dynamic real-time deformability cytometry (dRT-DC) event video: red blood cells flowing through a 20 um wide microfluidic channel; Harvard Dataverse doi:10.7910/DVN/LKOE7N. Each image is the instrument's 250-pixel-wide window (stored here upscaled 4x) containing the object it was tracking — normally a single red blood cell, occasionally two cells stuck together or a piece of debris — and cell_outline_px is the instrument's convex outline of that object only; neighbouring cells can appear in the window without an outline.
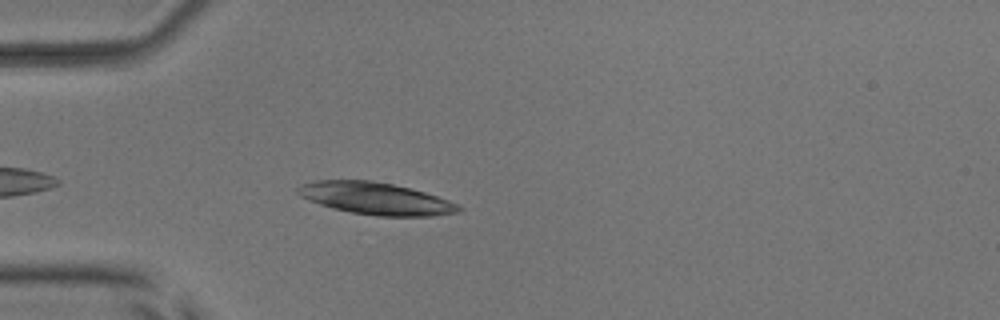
{"species": "common noctule bat (a hibernating species)", "species_latin": "Nyctalus noctula", "temperature_condition": "room temperature", "stored_images_in_passage": 38, "camera_frame_rate_fps": 3000, "um_per_image_px": 0.085, "animal": {"sex": "male", "body_mass_g": 17.9, "forearm_length_mm": 54.2}, "frame": {"image": 1, "passage_image": 5, "time_ms": 1.333, "image_size_px": [1000, 320], "cell_outline_px": [[464, 208], [460, 212], [432, 216], [380, 216], [352, 212], [332, 208], [320, 204], [300, 196], [296, 192], [296, 188], [300, 184], [316, 180], [372, 180], [392, 184], [424, 192], [448, 200]], "centroid_in_image_um": [31.92, 16.87], "position_along_channel_um": 53.1, "area_um2": 29.94}}
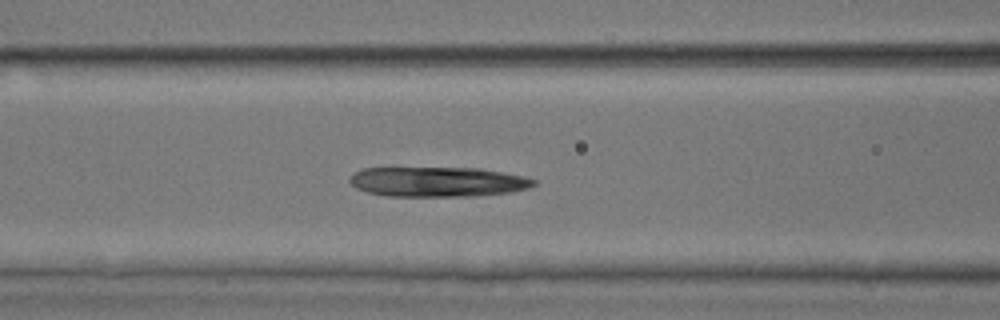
{"frame": {"image": 2, "passage_image": 12, "time_ms": 3.667, "image_size_px": [1000, 320], "cell_outline_px": [[536, 184], [528, 188], [508, 192], [476, 196], [384, 196], [368, 192], [356, 188], [348, 180], [356, 172], [364, 168], [480, 168], [524, 176], [536, 180]], "centroid_in_image_um": [37.21, 15.45], "position_along_channel_um": 129.4, "area_um2": 31.96}}
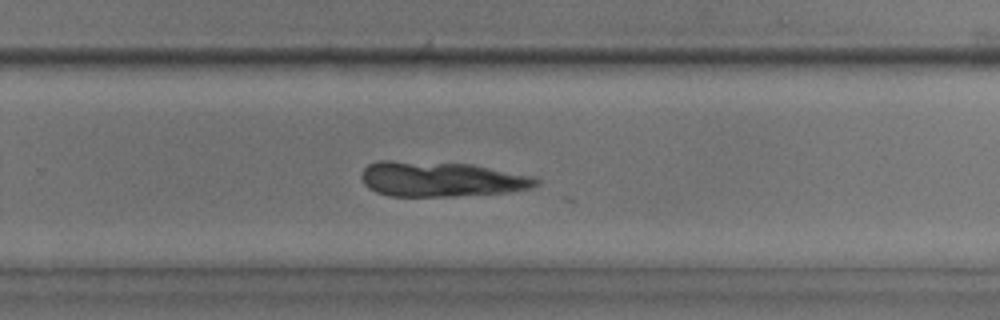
{"frame": {"image": 3, "passage_image": 25, "time_ms": 8.0, "image_size_px": [1000, 320], "cell_outline_px": [[540, 184], [532, 188], [508, 192], [452, 196], [388, 196], [376, 192], [368, 188], [364, 184], [360, 176], [364, 168], [368, 164], [380, 160], [392, 160], [472, 164], [536, 176], [540, 180]], "centroid_in_image_um": [37.51, 15.22], "position_along_channel_um": 292.3, "area_um2": 36.13}}